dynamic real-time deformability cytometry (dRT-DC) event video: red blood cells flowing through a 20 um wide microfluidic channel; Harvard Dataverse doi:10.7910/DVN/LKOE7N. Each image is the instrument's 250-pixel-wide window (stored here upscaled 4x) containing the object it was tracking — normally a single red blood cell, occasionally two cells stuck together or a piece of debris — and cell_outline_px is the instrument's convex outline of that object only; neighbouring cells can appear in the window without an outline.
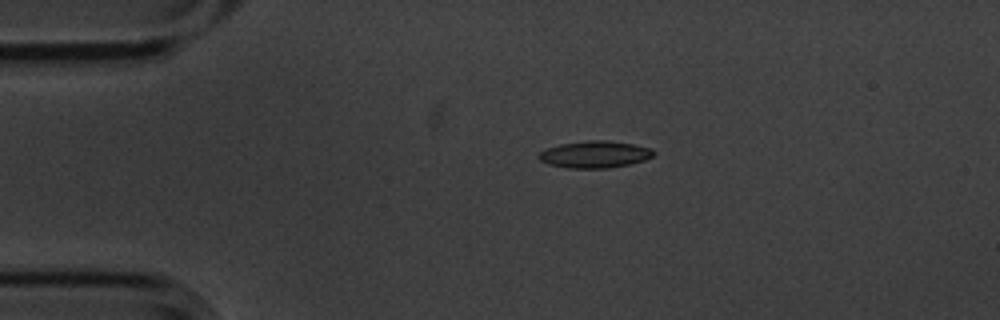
{"species": "common noctule bat (a hibernating species)", "species_latin": "Nyctalus noctula", "temperature_condition": "cold", "stored_images_in_passage": 5, "camera_frame_rate_fps": 3000, "um_per_image_px": 0.085, "animal": {"sex": "male", "body_mass_g": 20.1, "forearm_length_mm": 53.5}, "frame": {"image": 1, "passage_image": 4, "time_ms": 1.0, "image_size_px": [1000, 320], "cell_outline_px": [[656, 152], [652, 156], [644, 160], [628, 164], [608, 168], [568, 168], [548, 164], [540, 160], [536, 156], [544, 148], [560, 144], [588, 140], [608, 140], [632, 144], [652, 148]], "centroid_in_image_um": [50.52, 13.11], "position_along_channel_um": 34.5, "area_um2": 18.09}}